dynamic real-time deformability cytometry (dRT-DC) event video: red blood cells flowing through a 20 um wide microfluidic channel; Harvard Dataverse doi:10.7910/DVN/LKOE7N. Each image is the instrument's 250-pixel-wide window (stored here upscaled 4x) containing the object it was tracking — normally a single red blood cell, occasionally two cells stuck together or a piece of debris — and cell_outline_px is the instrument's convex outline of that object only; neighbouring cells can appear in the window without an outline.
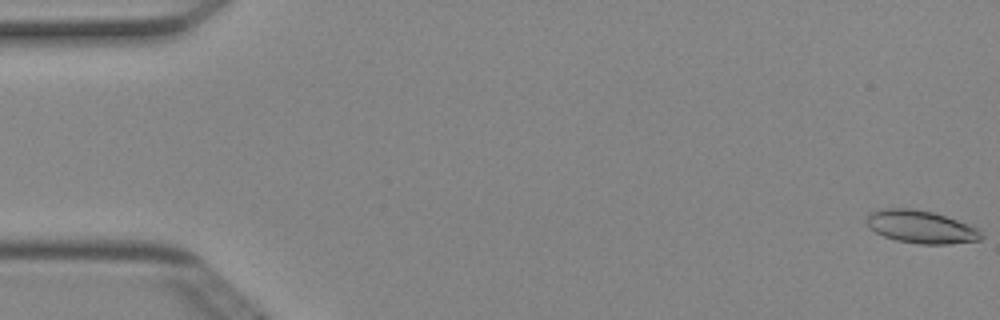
{"species": "Egyptian fruit bat (a non-hibernating species)", "species_latin": "Rousettus aegyptiacus", "temperature_condition": "cold", "stored_images_in_passage": 51, "camera_frame_rate_fps": 3000, "um_per_image_px": 0.085, "animal": {"sex": "female"}, "frame": {"image": 1, "passage_image": 1, "time_ms": 0.0, "image_size_px": [1000, 320], "cell_outline_px": [[984, 236], [980, 240], [948, 244], [920, 244], [896, 240], [884, 236], [876, 232], [864, 220], [868, 212], [884, 208], [912, 208], [932, 212], [968, 224], [976, 228]], "centroid_in_image_um": [78.25, 19.28], "position_along_channel_um": 6.8, "area_um2": 21.79}}
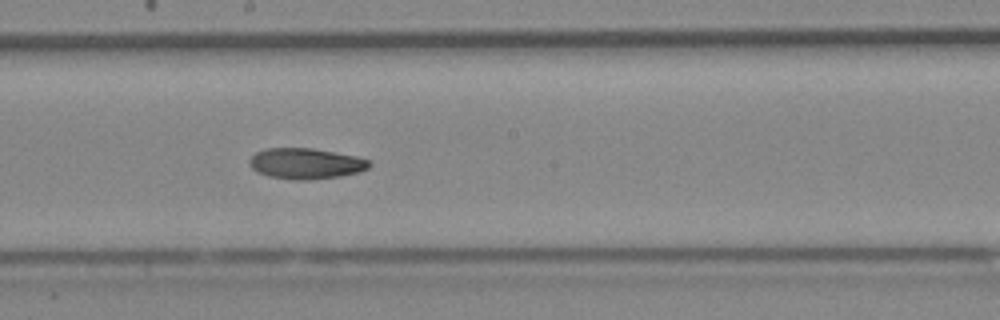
{"frame": {"image": 2, "passage_image": 28, "time_ms": 9.0, "image_size_px": [1000, 320], "cell_outline_px": [[372, 164], [368, 168], [360, 172], [340, 176], [308, 180], [296, 180], [268, 176], [256, 172], [248, 164], [248, 160], [256, 152], [264, 148], [312, 148], [356, 156], [372, 160]], "centroid_in_image_um": [25.99, 13.9], "position_along_channel_um": 222.2, "area_um2": 21.73}}
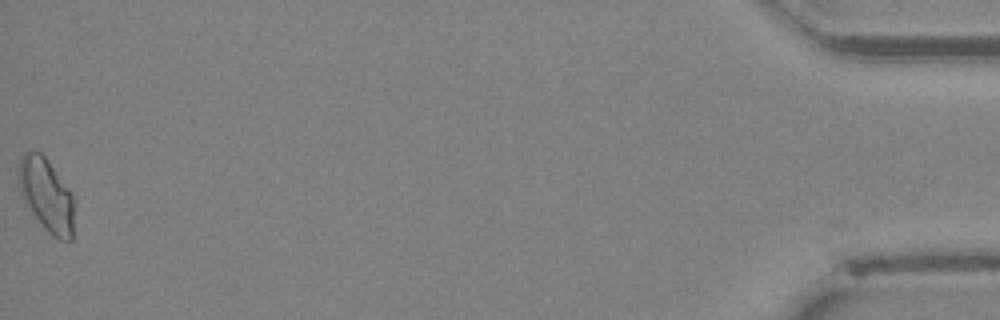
{"frame": {"image": 3, "passage_image": 51, "time_ms": 16.667, "image_size_px": [1000, 320], "cell_outline_px": [[72, 240], [60, 240], [52, 236], [44, 228], [32, 212], [20, 192], [20, 156], [24, 152], [40, 152], [48, 160], [72, 192]], "centroid_in_image_um": [3.96, 16.57], "position_along_channel_um": 431.2, "area_um2": 23.0}, "authors_computed_cell_mechanics": {"area_um2": 21.675, "velocity_mm_per_s": 4.0239, "shape_relaxation_time_tau1_ms": 6.0979, "shape_relaxation_time_tau2_ms": null, "deformation_change_tau1": 0.156, "deformation_change_tau2": null}}